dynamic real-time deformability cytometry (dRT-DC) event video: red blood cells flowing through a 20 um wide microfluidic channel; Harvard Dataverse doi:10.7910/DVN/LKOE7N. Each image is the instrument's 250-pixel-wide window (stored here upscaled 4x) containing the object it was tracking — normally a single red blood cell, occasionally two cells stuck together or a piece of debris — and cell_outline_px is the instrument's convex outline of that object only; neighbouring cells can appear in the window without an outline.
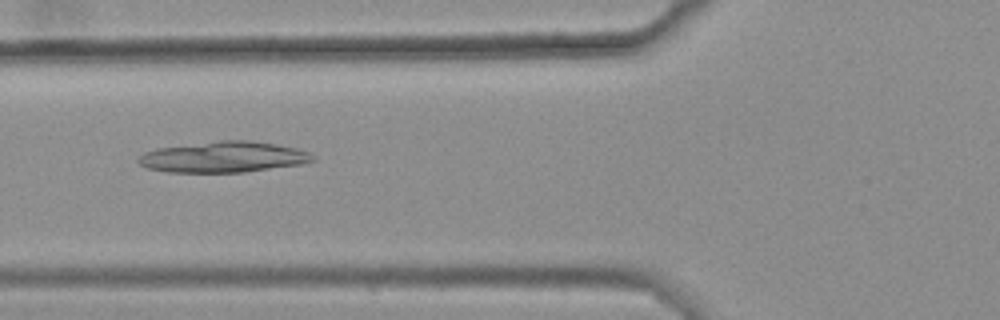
{"species": "common noctule bat (a hibernating species)", "species_latin": "Nyctalus noctula", "temperature_condition": "warm", "stored_images_in_passage": 49, "camera_frame_rate_fps": 3000, "um_per_image_px": 0.085, "animal": {"sex": "female", "body_mass_g": 25.1}, "frame": {"image": 1, "passage_image": 21, "time_ms": 6.667, "image_size_px": [1000, 320], "cell_outline_px": [[316, 160], [304, 164], [244, 172], [168, 172], [148, 168], [140, 164], [136, 160], [144, 152], [156, 148], [220, 140], [248, 140], [276, 144], [296, 148], [308, 152]], "centroid_in_image_um": [19.0, 13.34], "position_along_channel_um": 106.8, "area_um2": 31.39}}
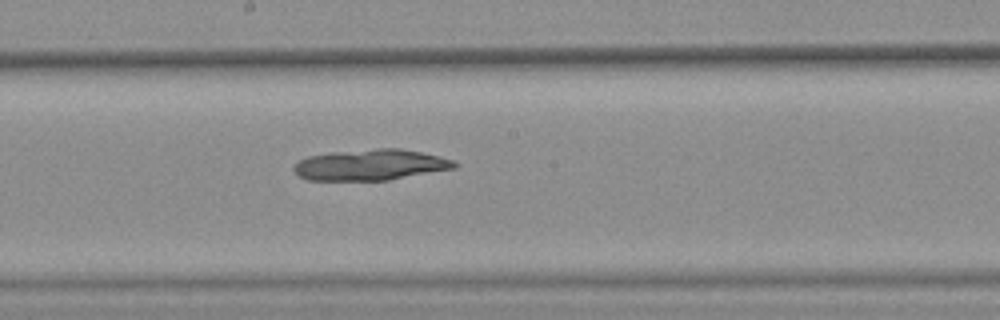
{"frame": {"image": 2, "passage_image": 30, "time_ms": 9.667, "image_size_px": [1000, 320], "cell_outline_px": [[460, 164], [456, 168], [388, 180], [308, 180], [300, 176], [292, 168], [300, 160], [308, 156], [332, 152], [376, 148], [400, 148], [420, 152], [456, 160]], "centroid_in_image_um": [31.55, 14.01], "position_along_channel_um": 216.7, "area_um2": 28.96}}
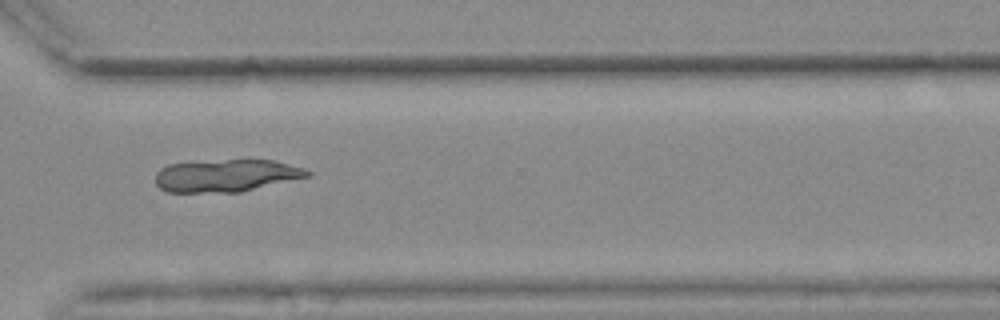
{"frame": {"image": 3, "passage_image": 41, "time_ms": 13.333, "image_size_px": [1000, 320], "cell_outline_px": [[312, 176], [240, 192], [164, 192], [156, 184], [156, 172], [160, 168], [168, 164], [228, 160], [272, 160], [304, 168], [312, 172]], "centroid_in_image_um": [19.24, 14.93], "position_along_channel_um": 351.4, "area_um2": 28.67}}